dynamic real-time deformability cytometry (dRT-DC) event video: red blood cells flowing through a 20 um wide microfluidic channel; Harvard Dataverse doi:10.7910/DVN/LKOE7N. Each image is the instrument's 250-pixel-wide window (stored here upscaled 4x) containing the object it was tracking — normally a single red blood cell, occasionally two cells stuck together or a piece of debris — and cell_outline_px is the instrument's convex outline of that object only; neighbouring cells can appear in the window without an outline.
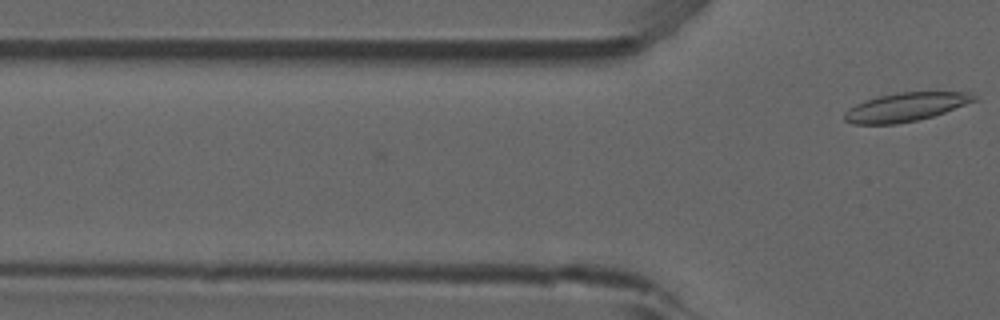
{"species": "common noctule bat (a hibernating species)", "species_latin": "Nyctalus noctula", "temperature_condition": "room temperature", "stored_images_in_passage": 5, "camera_frame_rate_fps": 3000, "um_per_image_px": 0.085, "animal": {"sex": "male", "forearm_length_mm": 52.5}, "frame": {"image": 1, "passage_image": 5, "time_ms": 1.333, "image_size_px": [1000, 320], "cell_outline_px": [[980, 96], [976, 100], [944, 112], [932, 116], [916, 120], [896, 124], [852, 124], [844, 120], [844, 112], [848, 108], [856, 104], [880, 96], [900, 92], [972, 92]], "centroid_in_image_um": [76.99, 9.1], "position_along_channel_um": 48.8, "area_um2": 21.44}}